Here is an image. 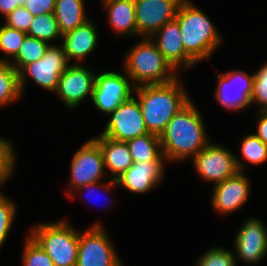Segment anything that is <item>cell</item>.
I'll list each match as a JSON object with an SVG mask.
<instances>
[{
	"instance_id": "cell-1",
	"label": "cell",
	"mask_w": 267,
	"mask_h": 266,
	"mask_svg": "<svg viewBox=\"0 0 267 266\" xmlns=\"http://www.w3.org/2000/svg\"><path fill=\"white\" fill-rule=\"evenodd\" d=\"M209 140L203 117L193 100L173 116L160 135L162 154L173 163L192 159L211 142Z\"/></svg>"
},
{
	"instance_id": "cell-2",
	"label": "cell",
	"mask_w": 267,
	"mask_h": 266,
	"mask_svg": "<svg viewBox=\"0 0 267 266\" xmlns=\"http://www.w3.org/2000/svg\"><path fill=\"white\" fill-rule=\"evenodd\" d=\"M179 82L177 77L166 84L135 87L133 94L149 133L160 136L173 116L191 100L184 85Z\"/></svg>"
},
{
	"instance_id": "cell-3",
	"label": "cell",
	"mask_w": 267,
	"mask_h": 266,
	"mask_svg": "<svg viewBox=\"0 0 267 266\" xmlns=\"http://www.w3.org/2000/svg\"><path fill=\"white\" fill-rule=\"evenodd\" d=\"M176 19L185 52L196 62L209 60L215 49L222 44V35L209 17L190 0H183Z\"/></svg>"
},
{
	"instance_id": "cell-4",
	"label": "cell",
	"mask_w": 267,
	"mask_h": 266,
	"mask_svg": "<svg viewBox=\"0 0 267 266\" xmlns=\"http://www.w3.org/2000/svg\"><path fill=\"white\" fill-rule=\"evenodd\" d=\"M123 62L124 72L135 87L166 84L180 76L148 37H141L140 42L127 51Z\"/></svg>"
},
{
	"instance_id": "cell-5",
	"label": "cell",
	"mask_w": 267,
	"mask_h": 266,
	"mask_svg": "<svg viewBox=\"0 0 267 266\" xmlns=\"http://www.w3.org/2000/svg\"><path fill=\"white\" fill-rule=\"evenodd\" d=\"M29 234L43 248L55 266H76L79 230L67 220L41 222L35 225Z\"/></svg>"
},
{
	"instance_id": "cell-6",
	"label": "cell",
	"mask_w": 267,
	"mask_h": 266,
	"mask_svg": "<svg viewBox=\"0 0 267 266\" xmlns=\"http://www.w3.org/2000/svg\"><path fill=\"white\" fill-rule=\"evenodd\" d=\"M69 65L63 46L50 45L40 60L28 63L18 71L21 94L25 91L27 78L48 92H55L61 74Z\"/></svg>"
},
{
	"instance_id": "cell-7",
	"label": "cell",
	"mask_w": 267,
	"mask_h": 266,
	"mask_svg": "<svg viewBox=\"0 0 267 266\" xmlns=\"http://www.w3.org/2000/svg\"><path fill=\"white\" fill-rule=\"evenodd\" d=\"M100 221L88 230L79 231L76 266H124Z\"/></svg>"
},
{
	"instance_id": "cell-8",
	"label": "cell",
	"mask_w": 267,
	"mask_h": 266,
	"mask_svg": "<svg viewBox=\"0 0 267 266\" xmlns=\"http://www.w3.org/2000/svg\"><path fill=\"white\" fill-rule=\"evenodd\" d=\"M105 170L100 146L93 138H90L80 146L71 159L70 188L66 192L67 196L72 198L77 188L104 180V176H108Z\"/></svg>"
},
{
	"instance_id": "cell-9",
	"label": "cell",
	"mask_w": 267,
	"mask_h": 266,
	"mask_svg": "<svg viewBox=\"0 0 267 266\" xmlns=\"http://www.w3.org/2000/svg\"><path fill=\"white\" fill-rule=\"evenodd\" d=\"M135 86L130 77L115 71L96 73L91 101L96 109L107 115L129 100Z\"/></svg>"
},
{
	"instance_id": "cell-10",
	"label": "cell",
	"mask_w": 267,
	"mask_h": 266,
	"mask_svg": "<svg viewBox=\"0 0 267 266\" xmlns=\"http://www.w3.org/2000/svg\"><path fill=\"white\" fill-rule=\"evenodd\" d=\"M235 156L223 145L210 142L192 158L193 168L203 181L216 185L240 171Z\"/></svg>"
},
{
	"instance_id": "cell-11",
	"label": "cell",
	"mask_w": 267,
	"mask_h": 266,
	"mask_svg": "<svg viewBox=\"0 0 267 266\" xmlns=\"http://www.w3.org/2000/svg\"><path fill=\"white\" fill-rule=\"evenodd\" d=\"M104 131L100 134L107 138L128 142L148 132L137 98L133 95L109 114Z\"/></svg>"
},
{
	"instance_id": "cell-12",
	"label": "cell",
	"mask_w": 267,
	"mask_h": 266,
	"mask_svg": "<svg viewBox=\"0 0 267 266\" xmlns=\"http://www.w3.org/2000/svg\"><path fill=\"white\" fill-rule=\"evenodd\" d=\"M254 73L237 69L217 75L214 99L228 110H244L251 105Z\"/></svg>"
},
{
	"instance_id": "cell-13",
	"label": "cell",
	"mask_w": 267,
	"mask_h": 266,
	"mask_svg": "<svg viewBox=\"0 0 267 266\" xmlns=\"http://www.w3.org/2000/svg\"><path fill=\"white\" fill-rule=\"evenodd\" d=\"M96 72L81 63L70 64L61 74L54 94H57L68 109L92 97Z\"/></svg>"
},
{
	"instance_id": "cell-14",
	"label": "cell",
	"mask_w": 267,
	"mask_h": 266,
	"mask_svg": "<svg viewBox=\"0 0 267 266\" xmlns=\"http://www.w3.org/2000/svg\"><path fill=\"white\" fill-rule=\"evenodd\" d=\"M183 0H134L137 37L151 38L167 22L176 18Z\"/></svg>"
},
{
	"instance_id": "cell-15",
	"label": "cell",
	"mask_w": 267,
	"mask_h": 266,
	"mask_svg": "<svg viewBox=\"0 0 267 266\" xmlns=\"http://www.w3.org/2000/svg\"><path fill=\"white\" fill-rule=\"evenodd\" d=\"M234 257L247 264H257L267 255V227L256 217L241 226L234 240Z\"/></svg>"
},
{
	"instance_id": "cell-16",
	"label": "cell",
	"mask_w": 267,
	"mask_h": 266,
	"mask_svg": "<svg viewBox=\"0 0 267 266\" xmlns=\"http://www.w3.org/2000/svg\"><path fill=\"white\" fill-rule=\"evenodd\" d=\"M251 185L243 171L214 185L212 207L221 216L238 211L248 201Z\"/></svg>"
},
{
	"instance_id": "cell-17",
	"label": "cell",
	"mask_w": 267,
	"mask_h": 266,
	"mask_svg": "<svg viewBox=\"0 0 267 266\" xmlns=\"http://www.w3.org/2000/svg\"><path fill=\"white\" fill-rule=\"evenodd\" d=\"M166 162L163 154L156 161L133 162V165L118 177L116 182L128 192L145 194L163 180Z\"/></svg>"
},
{
	"instance_id": "cell-18",
	"label": "cell",
	"mask_w": 267,
	"mask_h": 266,
	"mask_svg": "<svg viewBox=\"0 0 267 266\" xmlns=\"http://www.w3.org/2000/svg\"><path fill=\"white\" fill-rule=\"evenodd\" d=\"M151 39L157 45L159 52L178 73L182 69L189 70L197 64L185 52L179 23L176 18L167 22L151 37Z\"/></svg>"
},
{
	"instance_id": "cell-19",
	"label": "cell",
	"mask_w": 267,
	"mask_h": 266,
	"mask_svg": "<svg viewBox=\"0 0 267 266\" xmlns=\"http://www.w3.org/2000/svg\"><path fill=\"white\" fill-rule=\"evenodd\" d=\"M94 22L89 19L84 24L78 26L76 29L71 30L62 35V46L66 53L67 60L73 64L71 60H78L80 62L87 55H90L93 50L95 51L98 43V34Z\"/></svg>"
},
{
	"instance_id": "cell-20",
	"label": "cell",
	"mask_w": 267,
	"mask_h": 266,
	"mask_svg": "<svg viewBox=\"0 0 267 266\" xmlns=\"http://www.w3.org/2000/svg\"><path fill=\"white\" fill-rule=\"evenodd\" d=\"M93 139L100 146L105 169L111 171L108 172L109 179L111 176V179L116 180L133 165L127 142L116 141L100 134Z\"/></svg>"
},
{
	"instance_id": "cell-21",
	"label": "cell",
	"mask_w": 267,
	"mask_h": 266,
	"mask_svg": "<svg viewBox=\"0 0 267 266\" xmlns=\"http://www.w3.org/2000/svg\"><path fill=\"white\" fill-rule=\"evenodd\" d=\"M108 15V24L118 36H136L137 24L135 19L134 0H116L104 6Z\"/></svg>"
},
{
	"instance_id": "cell-22",
	"label": "cell",
	"mask_w": 267,
	"mask_h": 266,
	"mask_svg": "<svg viewBox=\"0 0 267 266\" xmlns=\"http://www.w3.org/2000/svg\"><path fill=\"white\" fill-rule=\"evenodd\" d=\"M53 14L63 35L89 20L84 0H56Z\"/></svg>"
},
{
	"instance_id": "cell-23",
	"label": "cell",
	"mask_w": 267,
	"mask_h": 266,
	"mask_svg": "<svg viewBox=\"0 0 267 266\" xmlns=\"http://www.w3.org/2000/svg\"><path fill=\"white\" fill-rule=\"evenodd\" d=\"M133 162L156 161L162 155L160 136L152 133L127 142Z\"/></svg>"
},
{
	"instance_id": "cell-24",
	"label": "cell",
	"mask_w": 267,
	"mask_h": 266,
	"mask_svg": "<svg viewBox=\"0 0 267 266\" xmlns=\"http://www.w3.org/2000/svg\"><path fill=\"white\" fill-rule=\"evenodd\" d=\"M21 96L18 72L10 62L0 60V107L18 101Z\"/></svg>"
},
{
	"instance_id": "cell-25",
	"label": "cell",
	"mask_w": 267,
	"mask_h": 266,
	"mask_svg": "<svg viewBox=\"0 0 267 266\" xmlns=\"http://www.w3.org/2000/svg\"><path fill=\"white\" fill-rule=\"evenodd\" d=\"M240 149L242 159H245L241 160L239 157L235 156L240 171L245 170V166L248 164L260 165L267 161V145H265L254 133H250L243 138Z\"/></svg>"
},
{
	"instance_id": "cell-26",
	"label": "cell",
	"mask_w": 267,
	"mask_h": 266,
	"mask_svg": "<svg viewBox=\"0 0 267 266\" xmlns=\"http://www.w3.org/2000/svg\"><path fill=\"white\" fill-rule=\"evenodd\" d=\"M49 46V43L27 35L18 54L9 62L18 72L24 65L40 60Z\"/></svg>"
},
{
	"instance_id": "cell-27",
	"label": "cell",
	"mask_w": 267,
	"mask_h": 266,
	"mask_svg": "<svg viewBox=\"0 0 267 266\" xmlns=\"http://www.w3.org/2000/svg\"><path fill=\"white\" fill-rule=\"evenodd\" d=\"M27 35L52 45L55 39L62 38L58 23L53 13L34 16Z\"/></svg>"
},
{
	"instance_id": "cell-28",
	"label": "cell",
	"mask_w": 267,
	"mask_h": 266,
	"mask_svg": "<svg viewBox=\"0 0 267 266\" xmlns=\"http://www.w3.org/2000/svg\"><path fill=\"white\" fill-rule=\"evenodd\" d=\"M0 27V51L4 52L6 55L2 57L1 61L9 62V56L13 59L20 49V46L24 42L27 36L26 32L10 28L5 24Z\"/></svg>"
},
{
	"instance_id": "cell-29",
	"label": "cell",
	"mask_w": 267,
	"mask_h": 266,
	"mask_svg": "<svg viewBox=\"0 0 267 266\" xmlns=\"http://www.w3.org/2000/svg\"><path fill=\"white\" fill-rule=\"evenodd\" d=\"M23 266H55L43 248L30 236H26L23 254Z\"/></svg>"
},
{
	"instance_id": "cell-30",
	"label": "cell",
	"mask_w": 267,
	"mask_h": 266,
	"mask_svg": "<svg viewBox=\"0 0 267 266\" xmlns=\"http://www.w3.org/2000/svg\"><path fill=\"white\" fill-rule=\"evenodd\" d=\"M195 266H237L233 251L211 247L195 262Z\"/></svg>"
},
{
	"instance_id": "cell-31",
	"label": "cell",
	"mask_w": 267,
	"mask_h": 266,
	"mask_svg": "<svg viewBox=\"0 0 267 266\" xmlns=\"http://www.w3.org/2000/svg\"><path fill=\"white\" fill-rule=\"evenodd\" d=\"M16 153L12 142L0 137V187L3 186L15 171Z\"/></svg>"
},
{
	"instance_id": "cell-32",
	"label": "cell",
	"mask_w": 267,
	"mask_h": 266,
	"mask_svg": "<svg viewBox=\"0 0 267 266\" xmlns=\"http://www.w3.org/2000/svg\"><path fill=\"white\" fill-rule=\"evenodd\" d=\"M16 209L14 202L0 191V248L11 230L17 213Z\"/></svg>"
},
{
	"instance_id": "cell-33",
	"label": "cell",
	"mask_w": 267,
	"mask_h": 266,
	"mask_svg": "<svg viewBox=\"0 0 267 266\" xmlns=\"http://www.w3.org/2000/svg\"><path fill=\"white\" fill-rule=\"evenodd\" d=\"M250 102L257 105V110L267 111V62L254 72L253 91Z\"/></svg>"
},
{
	"instance_id": "cell-34",
	"label": "cell",
	"mask_w": 267,
	"mask_h": 266,
	"mask_svg": "<svg viewBox=\"0 0 267 266\" xmlns=\"http://www.w3.org/2000/svg\"><path fill=\"white\" fill-rule=\"evenodd\" d=\"M34 16L23 7H18L5 17V25L23 32H28Z\"/></svg>"
},
{
	"instance_id": "cell-35",
	"label": "cell",
	"mask_w": 267,
	"mask_h": 266,
	"mask_svg": "<svg viewBox=\"0 0 267 266\" xmlns=\"http://www.w3.org/2000/svg\"><path fill=\"white\" fill-rule=\"evenodd\" d=\"M56 0H27L24 6L33 16L53 13Z\"/></svg>"
},
{
	"instance_id": "cell-36",
	"label": "cell",
	"mask_w": 267,
	"mask_h": 266,
	"mask_svg": "<svg viewBox=\"0 0 267 266\" xmlns=\"http://www.w3.org/2000/svg\"><path fill=\"white\" fill-rule=\"evenodd\" d=\"M115 187H118L116 180H113L110 178L109 181L107 180L106 182H103V183H101V181H99L96 183H89L87 185L81 186V187L77 188L73 193L75 194V192L77 190L79 191V194H81L80 193L81 191H85V190L88 191V193H90V192H95L97 189H101V188H103L101 190H103L104 192L106 190V192L108 193V191L112 190V188H115Z\"/></svg>"
},
{
	"instance_id": "cell-37",
	"label": "cell",
	"mask_w": 267,
	"mask_h": 266,
	"mask_svg": "<svg viewBox=\"0 0 267 266\" xmlns=\"http://www.w3.org/2000/svg\"><path fill=\"white\" fill-rule=\"evenodd\" d=\"M257 131L254 133L265 145H267V111H258Z\"/></svg>"
},
{
	"instance_id": "cell-38",
	"label": "cell",
	"mask_w": 267,
	"mask_h": 266,
	"mask_svg": "<svg viewBox=\"0 0 267 266\" xmlns=\"http://www.w3.org/2000/svg\"><path fill=\"white\" fill-rule=\"evenodd\" d=\"M19 7V0H0V13L5 17Z\"/></svg>"
},
{
	"instance_id": "cell-39",
	"label": "cell",
	"mask_w": 267,
	"mask_h": 266,
	"mask_svg": "<svg viewBox=\"0 0 267 266\" xmlns=\"http://www.w3.org/2000/svg\"><path fill=\"white\" fill-rule=\"evenodd\" d=\"M100 1L103 4L102 6H105L106 4L111 3V2H114L116 0H100Z\"/></svg>"
},
{
	"instance_id": "cell-40",
	"label": "cell",
	"mask_w": 267,
	"mask_h": 266,
	"mask_svg": "<svg viewBox=\"0 0 267 266\" xmlns=\"http://www.w3.org/2000/svg\"><path fill=\"white\" fill-rule=\"evenodd\" d=\"M27 4V0H19V7H23Z\"/></svg>"
}]
</instances>
